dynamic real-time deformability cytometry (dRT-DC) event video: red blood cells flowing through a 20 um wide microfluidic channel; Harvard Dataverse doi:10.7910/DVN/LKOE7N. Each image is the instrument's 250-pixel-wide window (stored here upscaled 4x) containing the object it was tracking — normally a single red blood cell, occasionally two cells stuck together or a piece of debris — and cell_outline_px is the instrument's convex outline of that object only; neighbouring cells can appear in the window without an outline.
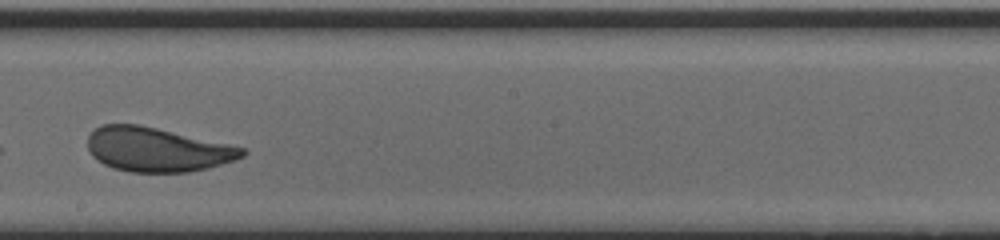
{"species": "human", "species_latin": "Homo sapiens", "temperature_condition": "cold", "stored_images_in_passage": 21, "camera_frame_rate_fps": 3000, "um_per_image_px": 0.085, "donor": {"sex": "male"}, "frame": {"image": 1, "passage_image": 18, "time_ms": 5.667, "image_size_px": [1000, 240], "cell_outline_px": [[248, 152], [244, 156], [208, 168], [188, 172], [128, 172], [112, 168], [104, 164], [92, 156], [88, 148], [88, 136], [100, 124], [140, 124], [244, 148]], "centroid_in_image_um": [13.31, 12.71], "position_along_channel_um": 234.9, "area_um2": 39.59}}